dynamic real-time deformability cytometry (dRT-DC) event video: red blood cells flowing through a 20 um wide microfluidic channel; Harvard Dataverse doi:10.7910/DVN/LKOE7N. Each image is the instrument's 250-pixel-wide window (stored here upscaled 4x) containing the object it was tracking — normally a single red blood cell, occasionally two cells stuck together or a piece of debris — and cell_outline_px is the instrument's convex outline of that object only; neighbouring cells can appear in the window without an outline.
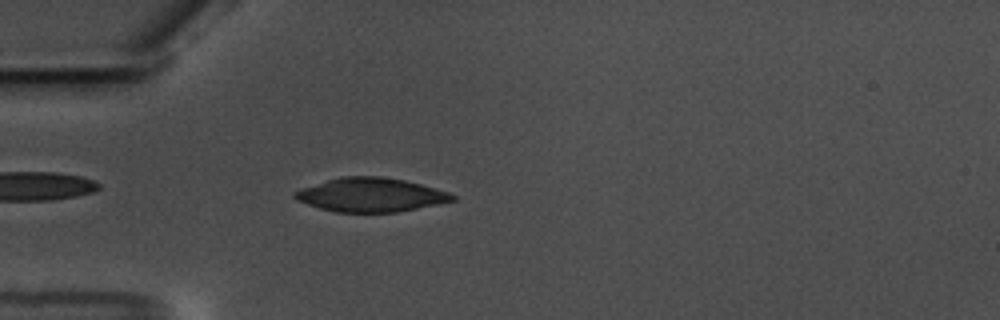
{"species": "common noctule bat (a hibernating species)", "species_latin": "Nyctalus noctula", "temperature_condition": "warm", "stored_images_in_passage": 43, "camera_frame_rate_fps": 3000, "um_per_image_px": 0.085, "animal": {"sex": "male", "body_mass_g": 17.5, "forearm_length_mm": 52.3}, "frame": {"image": 1, "passage_image": 2, "time_ms": 0.333, "image_size_px": [1000, 320], "cell_outline_px": [[456, 200], [396, 212], [336, 212], [320, 208], [296, 200], [292, 196], [292, 192], [340, 176], [380, 176], [404, 180], [420, 184], [448, 192], [456, 196]], "centroid_in_image_um": [31.5, 16.56], "position_along_channel_um": 53.5, "area_um2": 30.75}}
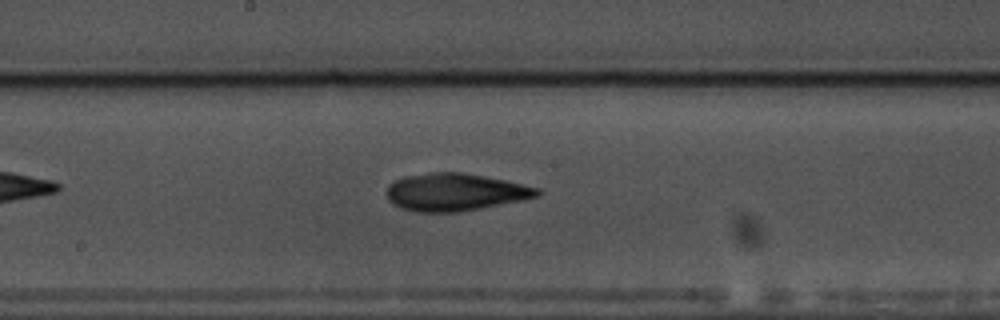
{"frame": {"image": 2, "passage_image": 16, "time_ms": 5.0, "image_size_px": [1000, 320], "cell_outline_px": [[540, 192], [536, 196], [524, 200], [480, 208], [456, 212], [416, 212], [400, 208], [392, 204], [388, 200], [388, 184], [404, 176], [432, 172], [460, 172], [484, 176], [504, 180], [540, 188]], "centroid_in_image_um": [38.65, 16.33], "position_along_channel_um": 209.5, "area_um2": 32.77}}
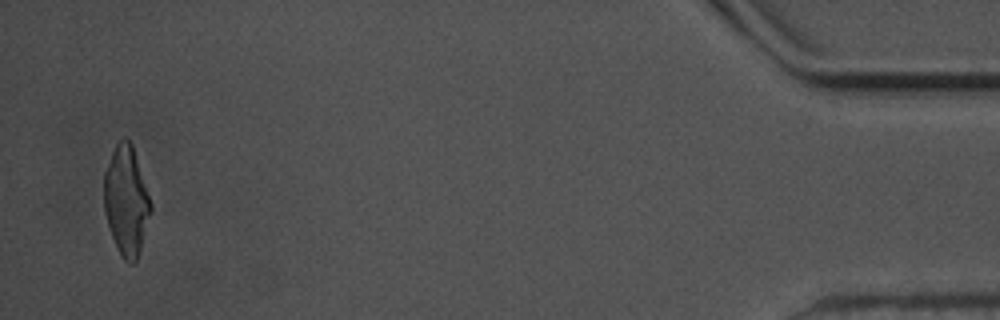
{"frame": {"image": 3, "passage_image": 41, "time_ms": 13.333, "image_size_px": [1000, 320], "cell_outline_px": [[152, 208], [140, 248], [136, 260], [132, 264], [124, 260], [120, 256], [112, 236], [104, 212], [104, 172], [112, 152], [116, 144], [124, 136], [132, 144], [152, 204]], "centroid_in_image_um": [10.72, 17.05], "position_along_channel_um": 424.5, "area_um2": 29.48}}